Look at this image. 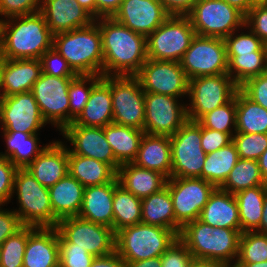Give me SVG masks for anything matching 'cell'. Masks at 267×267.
Instances as JSON below:
<instances>
[{
  "label": "cell",
  "instance_id": "6da1fadb",
  "mask_svg": "<svg viewBox=\"0 0 267 267\" xmlns=\"http://www.w3.org/2000/svg\"><path fill=\"white\" fill-rule=\"evenodd\" d=\"M95 21L102 36L103 76H135L148 59L146 36L113 17Z\"/></svg>",
  "mask_w": 267,
  "mask_h": 267
},
{
  "label": "cell",
  "instance_id": "7a4b0ae2",
  "mask_svg": "<svg viewBox=\"0 0 267 267\" xmlns=\"http://www.w3.org/2000/svg\"><path fill=\"white\" fill-rule=\"evenodd\" d=\"M53 47V34L39 11L0 21V53L5 59H40Z\"/></svg>",
  "mask_w": 267,
  "mask_h": 267
},
{
  "label": "cell",
  "instance_id": "3957f363",
  "mask_svg": "<svg viewBox=\"0 0 267 267\" xmlns=\"http://www.w3.org/2000/svg\"><path fill=\"white\" fill-rule=\"evenodd\" d=\"M53 48L77 75L103 76L102 36L96 21L53 35Z\"/></svg>",
  "mask_w": 267,
  "mask_h": 267
},
{
  "label": "cell",
  "instance_id": "277c9868",
  "mask_svg": "<svg viewBox=\"0 0 267 267\" xmlns=\"http://www.w3.org/2000/svg\"><path fill=\"white\" fill-rule=\"evenodd\" d=\"M240 235L241 230L212 227L197 219L187 223L178 238L194 259L231 263L238 257Z\"/></svg>",
  "mask_w": 267,
  "mask_h": 267
},
{
  "label": "cell",
  "instance_id": "5b68a950",
  "mask_svg": "<svg viewBox=\"0 0 267 267\" xmlns=\"http://www.w3.org/2000/svg\"><path fill=\"white\" fill-rule=\"evenodd\" d=\"M177 239L171 229L139 223L115 233V251L125 262L161 257Z\"/></svg>",
  "mask_w": 267,
  "mask_h": 267
},
{
  "label": "cell",
  "instance_id": "8992f818",
  "mask_svg": "<svg viewBox=\"0 0 267 267\" xmlns=\"http://www.w3.org/2000/svg\"><path fill=\"white\" fill-rule=\"evenodd\" d=\"M17 195L19 209L14 211L24 225L56 227L48 187L41 185L26 168H18L14 177L13 195Z\"/></svg>",
  "mask_w": 267,
  "mask_h": 267
},
{
  "label": "cell",
  "instance_id": "52a82bcc",
  "mask_svg": "<svg viewBox=\"0 0 267 267\" xmlns=\"http://www.w3.org/2000/svg\"><path fill=\"white\" fill-rule=\"evenodd\" d=\"M200 36L226 38L245 27L246 16L224 0H198L186 15Z\"/></svg>",
  "mask_w": 267,
  "mask_h": 267
},
{
  "label": "cell",
  "instance_id": "ba28073f",
  "mask_svg": "<svg viewBox=\"0 0 267 267\" xmlns=\"http://www.w3.org/2000/svg\"><path fill=\"white\" fill-rule=\"evenodd\" d=\"M56 228L59 247H83L94 257L115 251V233L107 226L75 216L58 221Z\"/></svg>",
  "mask_w": 267,
  "mask_h": 267
},
{
  "label": "cell",
  "instance_id": "9c48e42d",
  "mask_svg": "<svg viewBox=\"0 0 267 267\" xmlns=\"http://www.w3.org/2000/svg\"><path fill=\"white\" fill-rule=\"evenodd\" d=\"M195 35L187 16L170 15L146 37L148 59L180 62Z\"/></svg>",
  "mask_w": 267,
  "mask_h": 267
},
{
  "label": "cell",
  "instance_id": "30bf717a",
  "mask_svg": "<svg viewBox=\"0 0 267 267\" xmlns=\"http://www.w3.org/2000/svg\"><path fill=\"white\" fill-rule=\"evenodd\" d=\"M166 187L171 194L175 213V233L189 222L199 219L201 210L216 187L210 182L196 177L168 178Z\"/></svg>",
  "mask_w": 267,
  "mask_h": 267
},
{
  "label": "cell",
  "instance_id": "8fae6325",
  "mask_svg": "<svg viewBox=\"0 0 267 267\" xmlns=\"http://www.w3.org/2000/svg\"><path fill=\"white\" fill-rule=\"evenodd\" d=\"M110 86L113 123L144 131L145 92L136 76H102Z\"/></svg>",
  "mask_w": 267,
  "mask_h": 267
},
{
  "label": "cell",
  "instance_id": "7c38bea8",
  "mask_svg": "<svg viewBox=\"0 0 267 267\" xmlns=\"http://www.w3.org/2000/svg\"><path fill=\"white\" fill-rule=\"evenodd\" d=\"M239 87L228 74L199 76L189 80L186 105L188 120L198 121L204 114L228 103Z\"/></svg>",
  "mask_w": 267,
  "mask_h": 267
},
{
  "label": "cell",
  "instance_id": "4fadbf2b",
  "mask_svg": "<svg viewBox=\"0 0 267 267\" xmlns=\"http://www.w3.org/2000/svg\"><path fill=\"white\" fill-rule=\"evenodd\" d=\"M201 137V125L192 120H187L176 133L170 136L171 177L201 178L206 159Z\"/></svg>",
  "mask_w": 267,
  "mask_h": 267
},
{
  "label": "cell",
  "instance_id": "5bb4252c",
  "mask_svg": "<svg viewBox=\"0 0 267 267\" xmlns=\"http://www.w3.org/2000/svg\"><path fill=\"white\" fill-rule=\"evenodd\" d=\"M190 79L228 74V58L223 38L195 35L180 61Z\"/></svg>",
  "mask_w": 267,
  "mask_h": 267
},
{
  "label": "cell",
  "instance_id": "9a60e30c",
  "mask_svg": "<svg viewBox=\"0 0 267 267\" xmlns=\"http://www.w3.org/2000/svg\"><path fill=\"white\" fill-rule=\"evenodd\" d=\"M73 78L42 73L31 90L43 119L56 126L59 132L69 125L68 88Z\"/></svg>",
  "mask_w": 267,
  "mask_h": 267
},
{
  "label": "cell",
  "instance_id": "2e32d148",
  "mask_svg": "<svg viewBox=\"0 0 267 267\" xmlns=\"http://www.w3.org/2000/svg\"><path fill=\"white\" fill-rule=\"evenodd\" d=\"M135 76L145 93L188 96L189 78L180 62L147 59Z\"/></svg>",
  "mask_w": 267,
  "mask_h": 267
},
{
  "label": "cell",
  "instance_id": "e0dca14e",
  "mask_svg": "<svg viewBox=\"0 0 267 267\" xmlns=\"http://www.w3.org/2000/svg\"><path fill=\"white\" fill-rule=\"evenodd\" d=\"M144 99L146 134L172 136L188 120L185 103L176 97L145 93Z\"/></svg>",
  "mask_w": 267,
  "mask_h": 267
},
{
  "label": "cell",
  "instance_id": "ac0fdd59",
  "mask_svg": "<svg viewBox=\"0 0 267 267\" xmlns=\"http://www.w3.org/2000/svg\"><path fill=\"white\" fill-rule=\"evenodd\" d=\"M0 124V130L4 132L39 134L37 132L47 125V122L40 113L34 95L29 91L3 96Z\"/></svg>",
  "mask_w": 267,
  "mask_h": 267
},
{
  "label": "cell",
  "instance_id": "d6986e66",
  "mask_svg": "<svg viewBox=\"0 0 267 267\" xmlns=\"http://www.w3.org/2000/svg\"><path fill=\"white\" fill-rule=\"evenodd\" d=\"M61 134L73 146L69 150L80 156H86L111 165L118 171L120 164L116 161L112 148L104 135L103 127L67 125Z\"/></svg>",
  "mask_w": 267,
  "mask_h": 267
},
{
  "label": "cell",
  "instance_id": "ffe728a7",
  "mask_svg": "<svg viewBox=\"0 0 267 267\" xmlns=\"http://www.w3.org/2000/svg\"><path fill=\"white\" fill-rule=\"evenodd\" d=\"M169 16L160 0H123L113 18L147 37Z\"/></svg>",
  "mask_w": 267,
  "mask_h": 267
},
{
  "label": "cell",
  "instance_id": "44dd1931",
  "mask_svg": "<svg viewBox=\"0 0 267 267\" xmlns=\"http://www.w3.org/2000/svg\"><path fill=\"white\" fill-rule=\"evenodd\" d=\"M59 260L57 228L28 226L23 267H59Z\"/></svg>",
  "mask_w": 267,
  "mask_h": 267
},
{
  "label": "cell",
  "instance_id": "7402d4cb",
  "mask_svg": "<svg viewBox=\"0 0 267 267\" xmlns=\"http://www.w3.org/2000/svg\"><path fill=\"white\" fill-rule=\"evenodd\" d=\"M40 12L53 35L85 27L95 21L77 0H42Z\"/></svg>",
  "mask_w": 267,
  "mask_h": 267
},
{
  "label": "cell",
  "instance_id": "603a6c76",
  "mask_svg": "<svg viewBox=\"0 0 267 267\" xmlns=\"http://www.w3.org/2000/svg\"><path fill=\"white\" fill-rule=\"evenodd\" d=\"M26 169L43 186L51 187L68 172V146L62 141L50 142Z\"/></svg>",
  "mask_w": 267,
  "mask_h": 267
},
{
  "label": "cell",
  "instance_id": "cb8c5ba5",
  "mask_svg": "<svg viewBox=\"0 0 267 267\" xmlns=\"http://www.w3.org/2000/svg\"><path fill=\"white\" fill-rule=\"evenodd\" d=\"M118 178L107 184L84 188L78 217L113 229V196Z\"/></svg>",
  "mask_w": 267,
  "mask_h": 267
},
{
  "label": "cell",
  "instance_id": "d4e9b609",
  "mask_svg": "<svg viewBox=\"0 0 267 267\" xmlns=\"http://www.w3.org/2000/svg\"><path fill=\"white\" fill-rule=\"evenodd\" d=\"M41 74L40 59H5L2 68L1 94L13 96L29 92Z\"/></svg>",
  "mask_w": 267,
  "mask_h": 267
},
{
  "label": "cell",
  "instance_id": "484cf974",
  "mask_svg": "<svg viewBox=\"0 0 267 267\" xmlns=\"http://www.w3.org/2000/svg\"><path fill=\"white\" fill-rule=\"evenodd\" d=\"M135 165L155 170L171 178L172 155L170 136L144 133L135 160Z\"/></svg>",
  "mask_w": 267,
  "mask_h": 267
},
{
  "label": "cell",
  "instance_id": "4316f807",
  "mask_svg": "<svg viewBox=\"0 0 267 267\" xmlns=\"http://www.w3.org/2000/svg\"><path fill=\"white\" fill-rule=\"evenodd\" d=\"M199 220L212 227L241 230L234 194L216 188L201 210Z\"/></svg>",
  "mask_w": 267,
  "mask_h": 267
},
{
  "label": "cell",
  "instance_id": "83f0119b",
  "mask_svg": "<svg viewBox=\"0 0 267 267\" xmlns=\"http://www.w3.org/2000/svg\"><path fill=\"white\" fill-rule=\"evenodd\" d=\"M117 178L121 186L141 200L161 191L168 180L162 173L141 168L134 163L120 165Z\"/></svg>",
  "mask_w": 267,
  "mask_h": 267
},
{
  "label": "cell",
  "instance_id": "f1b7e54d",
  "mask_svg": "<svg viewBox=\"0 0 267 267\" xmlns=\"http://www.w3.org/2000/svg\"><path fill=\"white\" fill-rule=\"evenodd\" d=\"M84 188L69 173L48 188L53 215L58 221L78 216L83 202Z\"/></svg>",
  "mask_w": 267,
  "mask_h": 267
},
{
  "label": "cell",
  "instance_id": "f546056e",
  "mask_svg": "<svg viewBox=\"0 0 267 267\" xmlns=\"http://www.w3.org/2000/svg\"><path fill=\"white\" fill-rule=\"evenodd\" d=\"M112 96L110 86L101 79L90 93L80 115L69 125L105 127L113 123Z\"/></svg>",
  "mask_w": 267,
  "mask_h": 267
},
{
  "label": "cell",
  "instance_id": "4dcf8cb0",
  "mask_svg": "<svg viewBox=\"0 0 267 267\" xmlns=\"http://www.w3.org/2000/svg\"><path fill=\"white\" fill-rule=\"evenodd\" d=\"M68 172L84 187L107 184L117 178V171L109 164L73 154L68 148Z\"/></svg>",
  "mask_w": 267,
  "mask_h": 267
},
{
  "label": "cell",
  "instance_id": "1f68e13d",
  "mask_svg": "<svg viewBox=\"0 0 267 267\" xmlns=\"http://www.w3.org/2000/svg\"><path fill=\"white\" fill-rule=\"evenodd\" d=\"M106 140L110 144L116 161L122 165L132 163L138 153L144 131L128 126L110 123L103 127Z\"/></svg>",
  "mask_w": 267,
  "mask_h": 267
},
{
  "label": "cell",
  "instance_id": "d6a6232c",
  "mask_svg": "<svg viewBox=\"0 0 267 267\" xmlns=\"http://www.w3.org/2000/svg\"><path fill=\"white\" fill-rule=\"evenodd\" d=\"M2 132L7 149L1 153L17 168H26L49 145H39L38 134Z\"/></svg>",
  "mask_w": 267,
  "mask_h": 267
},
{
  "label": "cell",
  "instance_id": "836d02e7",
  "mask_svg": "<svg viewBox=\"0 0 267 267\" xmlns=\"http://www.w3.org/2000/svg\"><path fill=\"white\" fill-rule=\"evenodd\" d=\"M141 223L171 229L175 232V213L167 187L141 200Z\"/></svg>",
  "mask_w": 267,
  "mask_h": 267
},
{
  "label": "cell",
  "instance_id": "e575fe53",
  "mask_svg": "<svg viewBox=\"0 0 267 267\" xmlns=\"http://www.w3.org/2000/svg\"><path fill=\"white\" fill-rule=\"evenodd\" d=\"M236 133L267 134V109L236 91Z\"/></svg>",
  "mask_w": 267,
  "mask_h": 267
},
{
  "label": "cell",
  "instance_id": "d590c367",
  "mask_svg": "<svg viewBox=\"0 0 267 267\" xmlns=\"http://www.w3.org/2000/svg\"><path fill=\"white\" fill-rule=\"evenodd\" d=\"M239 159L233 142L219 150L208 153L206 154L201 178L210 182L216 188H220Z\"/></svg>",
  "mask_w": 267,
  "mask_h": 267
},
{
  "label": "cell",
  "instance_id": "8d00e7d4",
  "mask_svg": "<svg viewBox=\"0 0 267 267\" xmlns=\"http://www.w3.org/2000/svg\"><path fill=\"white\" fill-rule=\"evenodd\" d=\"M266 186H256L234 194L238 204L241 233L256 231L262 219Z\"/></svg>",
  "mask_w": 267,
  "mask_h": 267
},
{
  "label": "cell",
  "instance_id": "74e56055",
  "mask_svg": "<svg viewBox=\"0 0 267 267\" xmlns=\"http://www.w3.org/2000/svg\"><path fill=\"white\" fill-rule=\"evenodd\" d=\"M113 231L141 223V199L118 184L113 196Z\"/></svg>",
  "mask_w": 267,
  "mask_h": 267
},
{
  "label": "cell",
  "instance_id": "f35d334b",
  "mask_svg": "<svg viewBox=\"0 0 267 267\" xmlns=\"http://www.w3.org/2000/svg\"><path fill=\"white\" fill-rule=\"evenodd\" d=\"M266 185L258 161L240 158L220 189L235 194L244 189Z\"/></svg>",
  "mask_w": 267,
  "mask_h": 267
},
{
  "label": "cell",
  "instance_id": "ab89813d",
  "mask_svg": "<svg viewBox=\"0 0 267 267\" xmlns=\"http://www.w3.org/2000/svg\"><path fill=\"white\" fill-rule=\"evenodd\" d=\"M228 75L240 87L248 79L267 72L265 52L240 54V56H227Z\"/></svg>",
  "mask_w": 267,
  "mask_h": 267
},
{
  "label": "cell",
  "instance_id": "60d3db41",
  "mask_svg": "<svg viewBox=\"0 0 267 267\" xmlns=\"http://www.w3.org/2000/svg\"><path fill=\"white\" fill-rule=\"evenodd\" d=\"M102 79L99 75H77L69 84V124L80 115L88 102L92 88ZM88 85V86H87Z\"/></svg>",
  "mask_w": 267,
  "mask_h": 267
},
{
  "label": "cell",
  "instance_id": "b9f144b4",
  "mask_svg": "<svg viewBox=\"0 0 267 267\" xmlns=\"http://www.w3.org/2000/svg\"><path fill=\"white\" fill-rule=\"evenodd\" d=\"M267 261V234L257 231L243 232L239 238L238 264Z\"/></svg>",
  "mask_w": 267,
  "mask_h": 267
},
{
  "label": "cell",
  "instance_id": "7bdbcfd3",
  "mask_svg": "<svg viewBox=\"0 0 267 267\" xmlns=\"http://www.w3.org/2000/svg\"><path fill=\"white\" fill-rule=\"evenodd\" d=\"M197 122L202 127L233 137L236 133V93L228 103L204 114Z\"/></svg>",
  "mask_w": 267,
  "mask_h": 267
},
{
  "label": "cell",
  "instance_id": "ee69618b",
  "mask_svg": "<svg viewBox=\"0 0 267 267\" xmlns=\"http://www.w3.org/2000/svg\"><path fill=\"white\" fill-rule=\"evenodd\" d=\"M27 240V225L8 237L0 246V267H23Z\"/></svg>",
  "mask_w": 267,
  "mask_h": 267
},
{
  "label": "cell",
  "instance_id": "f6af8a7d",
  "mask_svg": "<svg viewBox=\"0 0 267 267\" xmlns=\"http://www.w3.org/2000/svg\"><path fill=\"white\" fill-rule=\"evenodd\" d=\"M244 29H248V33L239 30L232 32L229 36L224 38L227 56H240V54L265 52L264 42L254 34L246 25ZM236 32V33H235Z\"/></svg>",
  "mask_w": 267,
  "mask_h": 267
},
{
  "label": "cell",
  "instance_id": "bcb514c9",
  "mask_svg": "<svg viewBox=\"0 0 267 267\" xmlns=\"http://www.w3.org/2000/svg\"><path fill=\"white\" fill-rule=\"evenodd\" d=\"M239 158L258 160L267 149V134L235 133L232 137Z\"/></svg>",
  "mask_w": 267,
  "mask_h": 267
},
{
  "label": "cell",
  "instance_id": "7dc6e473",
  "mask_svg": "<svg viewBox=\"0 0 267 267\" xmlns=\"http://www.w3.org/2000/svg\"><path fill=\"white\" fill-rule=\"evenodd\" d=\"M42 73L55 77H76L68 62L52 47L40 58Z\"/></svg>",
  "mask_w": 267,
  "mask_h": 267
},
{
  "label": "cell",
  "instance_id": "c3c4849f",
  "mask_svg": "<svg viewBox=\"0 0 267 267\" xmlns=\"http://www.w3.org/2000/svg\"><path fill=\"white\" fill-rule=\"evenodd\" d=\"M41 5L42 0H0V21L39 12Z\"/></svg>",
  "mask_w": 267,
  "mask_h": 267
},
{
  "label": "cell",
  "instance_id": "681fc988",
  "mask_svg": "<svg viewBox=\"0 0 267 267\" xmlns=\"http://www.w3.org/2000/svg\"><path fill=\"white\" fill-rule=\"evenodd\" d=\"M17 167L0 152V206H5L13 196Z\"/></svg>",
  "mask_w": 267,
  "mask_h": 267
},
{
  "label": "cell",
  "instance_id": "f907efd6",
  "mask_svg": "<svg viewBox=\"0 0 267 267\" xmlns=\"http://www.w3.org/2000/svg\"><path fill=\"white\" fill-rule=\"evenodd\" d=\"M193 255L187 249L186 245L178 238L161 255V267H189Z\"/></svg>",
  "mask_w": 267,
  "mask_h": 267
},
{
  "label": "cell",
  "instance_id": "816d5d0a",
  "mask_svg": "<svg viewBox=\"0 0 267 267\" xmlns=\"http://www.w3.org/2000/svg\"><path fill=\"white\" fill-rule=\"evenodd\" d=\"M239 89L253 102L267 109V72L248 79Z\"/></svg>",
  "mask_w": 267,
  "mask_h": 267
},
{
  "label": "cell",
  "instance_id": "f5cc1de1",
  "mask_svg": "<svg viewBox=\"0 0 267 267\" xmlns=\"http://www.w3.org/2000/svg\"><path fill=\"white\" fill-rule=\"evenodd\" d=\"M59 267H90L94 256L83 247H59Z\"/></svg>",
  "mask_w": 267,
  "mask_h": 267
},
{
  "label": "cell",
  "instance_id": "db71d44e",
  "mask_svg": "<svg viewBox=\"0 0 267 267\" xmlns=\"http://www.w3.org/2000/svg\"><path fill=\"white\" fill-rule=\"evenodd\" d=\"M245 25L263 42L267 41V4H254L245 18Z\"/></svg>",
  "mask_w": 267,
  "mask_h": 267
},
{
  "label": "cell",
  "instance_id": "11a10c76",
  "mask_svg": "<svg viewBox=\"0 0 267 267\" xmlns=\"http://www.w3.org/2000/svg\"><path fill=\"white\" fill-rule=\"evenodd\" d=\"M201 136L202 149L206 154L219 150L232 142V136L230 134L222 133L202 126Z\"/></svg>",
  "mask_w": 267,
  "mask_h": 267
},
{
  "label": "cell",
  "instance_id": "9f6ffc18",
  "mask_svg": "<svg viewBox=\"0 0 267 267\" xmlns=\"http://www.w3.org/2000/svg\"><path fill=\"white\" fill-rule=\"evenodd\" d=\"M23 226L24 224L14 209L8 210L0 206V246L8 237L15 234Z\"/></svg>",
  "mask_w": 267,
  "mask_h": 267
},
{
  "label": "cell",
  "instance_id": "6f0895ef",
  "mask_svg": "<svg viewBox=\"0 0 267 267\" xmlns=\"http://www.w3.org/2000/svg\"><path fill=\"white\" fill-rule=\"evenodd\" d=\"M170 15L186 16L198 0H160Z\"/></svg>",
  "mask_w": 267,
  "mask_h": 267
},
{
  "label": "cell",
  "instance_id": "680465c9",
  "mask_svg": "<svg viewBox=\"0 0 267 267\" xmlns=\"http://www.w3.org/2000/svg\"><path fill=\"white\" fill-rule=\"evenodd\" d=\"M96 1V19L102 17H113L119 10L123 0H95Z\"/></svg>",
  "mask_w": 267,
  "mask_h": 267
},
{
  "label": "cell",
  "instance_id": "91938a15",
  "mask_svg": "<svg viewBox=\"0 0 267 267\" xmlns=\"http://www.w3.org/2000/svg\"><path fill=\"white\" fill-rule=\"evenodd\" d=\"M90 267H127V263L114 251L105 256L95 257Z\"/></svg>",
  "mask_w": 267,
  "mask_h": 267
},
{
  "label": "cell",
  "instance_id": "94428289",
  "mask_svg": "<svg viewBox=\"0 0 267 267\" xmlns=\"http://www.w3.org/2000/svg\"><path fill=\"white\" fill-rule=\"evenodd\" d=\"M127 267H161V257H154L140 261L126 262Z\"/></svg>",
  "mask_w": 267,
  "mask_h": 267
},
{
  "label": "cell",
  "instance_id": "6125c7cd",
  "mask_svg": "<svg viewBox=\"0 0 267 267\" xmlns=\"http://www.w3.org/2000/svg\"><path fill=\"white\" fill-rule=\"evenodd\" d=\"M230 6L237 8L245 16L249 13L250 9L254 6L251 0H224Z\"/></svg>",
  "mask_w": 267,
  "mask_h": 267
},
{
  "label": "cell",
  "instance_id": "be15d7a7",
  "mask_svg": "<svg viewBox=\"0 0 267 267\" xmlns=\"http://www.w3.org/2000/svg\"><path fill=\"white\" fill-rule=\"evenodd\" d=\"M189 267H224V263L204 260V259H194L191 261Z\"/></svg>",
  "mask_w": 267,
  "mask_h": 267
},
{
  "label": "cell",
  "instance_id": "e7e4bbea",
  "mask_svg": "<svg viewBox=\"0 0 267 267\" xmlns=\"http://www.w3.org/2000/svg\"><path fill=\"white\" fill-rule=\"evenodd\" d=\"M259 233L267 234V185L264 196L262 219L259 228L256 230Z\"/></svg>",
  "mask_w": 267,
  "mask_h": 267
},
{
  "label": "cell",
  "instance_id": "03108f58",
  "mask_svg": "<svg viewBox=\"0 0 267 267\" xmlns=\"http://www.w3.org/2000/svg\"><path fill=\"white\" fill-rule=\"evenodd\" d=\"M79 4L96 20V1L77 0Z\"/></svg>",
  "mask_w": 267,
  "mask_h": 267
},
{
  "label": "cell",
  "instance_id": "003e7915",
  "mask_svg": "<svg viewBox=\"0 0 267 267\" xmlns=\"http://www.w3.org/2000/svg\"><path fill=\"white\" fill-rule=\"evenodd\" d=\"M257 161L262 178L267 184V149L263 152V154L259 157Z\"/></svg>",
  "mask_w": 267,
  "mask_h": 267
},
{
  "label": "cell",
  "instance_id": "a7ac6f4b",
  "mask_svg": "<svg viewBox=\"0 0 267 267\" xmlns=\"http://www.w3.org/2000/svg\"><path fill=\"white\" fill-rule=\"evenodd\" d=\"M244 267H267V261L259 262V263H252V264H240Z\"/></svg>",
  "mask_w": 267,
  "mask_h": 267
},
{
  "label": "cell",
  "instance_id": "89a4df30",
  "mask_svg": "<svg viewBox=\"0 0 267 267\" xmlns=\"http://www.w3.org/2000/svg\"><path fill=\"white\" fill-rule=\"evenodd\" d=\"M4 61H5V58L0 53V93H1L2 68H3V65H4Z\"/></svg>",
  "mask_w": 267,
  "mask_h": 267
},
{
  "label": "cell",
  "instance_id": "2644e50d",
  "mask_svg": "<svg viewBox=\"0 0 267 267\" xmlns=\"http://www.w3.org/2000/svg\"><path fill=\"white\" fill-rule=\"evenodd\" d=\"M224 267H244L237 262H231V263H224Z\"/></svg>",
  "mask_w": 267,
  "mask_h": 267
},
{
  "label": "cell",
  "instance_id": "8c879c8a",
  "mask_svg": "<svg viewBox=\"0 0 267 267\" xmlns=\"http://www.w3.org/2000/svg\"><path fill=\"white\" fill-rule=\"evenodd\" d=\"M253 4H266L267 0H251Z\"/></svg>",
  "mask_w": 267,
  "mask_h": 267
},
{
  "label": "cell",
  "instance_id": "753ad0ef",
  "mask_svg": "<svg viewBox=\"0 0 267 267\" xmlns=\"http://www.w3.org/2000/svg\"><path fill=\"white\" fill-rule=\"evenodd\" d=\"M264 51H265V63H266V67H267V41L264 42Z\"/></svg>",
  "mask_w": 267,
  "mask_h": 267
},
{
  "label": "cell",
  "instance_id": "34e18365",
  "mask_svg": "<svg viewBox=\"0 0 267 267\" xmlns=\"http://www.w3.org/2000/svg\"><path fill=\"white\" fill-rule=\"evenodd\" d=\"M3 95L0 93V119H1V105H2Z\"/></svg>",
  "mask_w": 267,
  "mask_h": 267
}]
</instances>
